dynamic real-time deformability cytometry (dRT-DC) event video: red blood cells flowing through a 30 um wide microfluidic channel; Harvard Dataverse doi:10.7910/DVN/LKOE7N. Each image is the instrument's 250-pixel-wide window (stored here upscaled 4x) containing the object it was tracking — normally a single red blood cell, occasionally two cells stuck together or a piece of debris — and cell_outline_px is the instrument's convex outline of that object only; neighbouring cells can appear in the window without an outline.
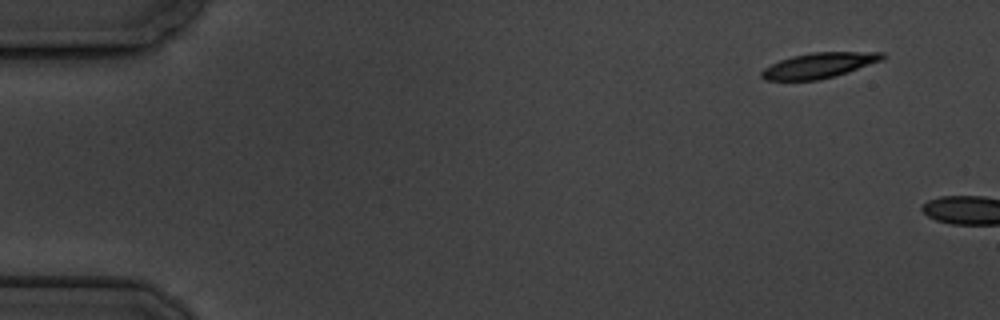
{"species": "common noctule bat (a hibernating species)", "species_latin": "Nyctalus noctula", "temperature_condition": "cold", "stored_images_in_passage": 2, "camera_frame_rate_fps": 3000, "um_per_image_px": 0.085, "animal": {"sex": "male", "body_mass_g": 19.5, "forearm_length_mm": 54.6}, "frame": {"image": 1, "passage_image": 1, "time_ms": 0.0, "image_size_px": [1000, 320], "cell_outline_px": [[884, 56], [880, 60], [848, 72], [820, 80], [764, 80], [760, 76], [760, 72], [764, 68], [780, 60], [792, 56], [812, 52], [884, 52]], "centroid_in_image_um": [69.56, 5.56], "position_along_channel_um": 15.4, "area_um2": 17.63}}